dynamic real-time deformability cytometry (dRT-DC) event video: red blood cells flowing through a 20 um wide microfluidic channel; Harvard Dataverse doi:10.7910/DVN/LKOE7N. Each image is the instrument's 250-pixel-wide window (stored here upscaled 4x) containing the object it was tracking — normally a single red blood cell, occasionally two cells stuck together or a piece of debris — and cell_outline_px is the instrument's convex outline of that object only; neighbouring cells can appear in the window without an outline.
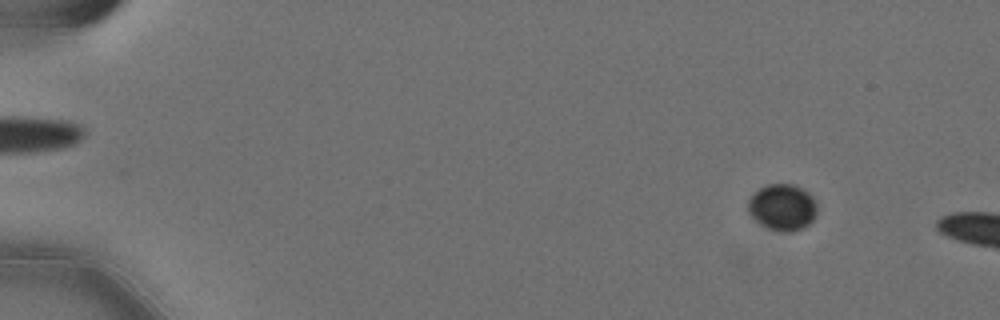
{"species": "Egyptian fruit bat (a non-hibernating species)", "species_latin": "Rousettus aegyptiacus", "temperature_condition": "cold", "stored_images_in_passage": 15, "camera_frame_rate_fps": 3000, "um_per_image_px": 0.085, "animal": {"sex": "female"}, "frame": {"image": 1, "passage_image": 6, "time_ms": 1.667, "image_size_px": [1000, 320], "cell_outline_px": [[816, 212], [812, 220], [808, 224], [792, 232], [780, 232], [768, 228], [760, 224], [748, 212], [748, 200], [760, 188], [768, 184], [792, 184], [808, 192], [812, 196], [816, 204]], "centroid_in_image_um": [66.5, 17.62], "position_along_channel_um": 18.5, "area_um2": 18.44}}